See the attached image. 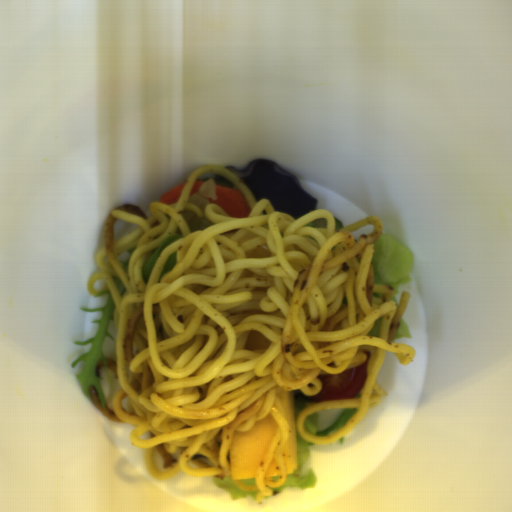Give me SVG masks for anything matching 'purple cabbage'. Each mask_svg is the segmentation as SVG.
Listing matches in <instances>:
<instances>
[{
    "label": "purple cabbage",
    "mask_w": 512,
    "mask_h": 512,
    "mask_svg": "<svg viewBox=\"0 0 512 512\" xmlns=\"http://www.w3.org/2000/svg\"><path fill=\"white\" fill-rule=\"evenodd\" d=\"M213 181L216 185L226 186L234 191H239L238 188L234 185V183L230 180V178L228 176H224V175L216 173L213 178Z\"/></svg>",
    "instance_id": "ea28d5fd"
},
{
    "label": "purple cabbage",
    "mask_w": 512,
    "mask_h": 512,
    "mask_svg": "<svg viewBox=\"0 0 512 512\" xmlns=\"http://www.w3.org/2000/svg\"><path fill=\"white\" fill-rule=\"evenodd\" d=\"M252 194L255 202L270 201L275 211L294 220L316 211L317 199L301 185L299 179L275 161L256 159L246 169L226 166Z\"/></svg>",
    "instance_id": "c1f60e8f"
}]
</instances>
